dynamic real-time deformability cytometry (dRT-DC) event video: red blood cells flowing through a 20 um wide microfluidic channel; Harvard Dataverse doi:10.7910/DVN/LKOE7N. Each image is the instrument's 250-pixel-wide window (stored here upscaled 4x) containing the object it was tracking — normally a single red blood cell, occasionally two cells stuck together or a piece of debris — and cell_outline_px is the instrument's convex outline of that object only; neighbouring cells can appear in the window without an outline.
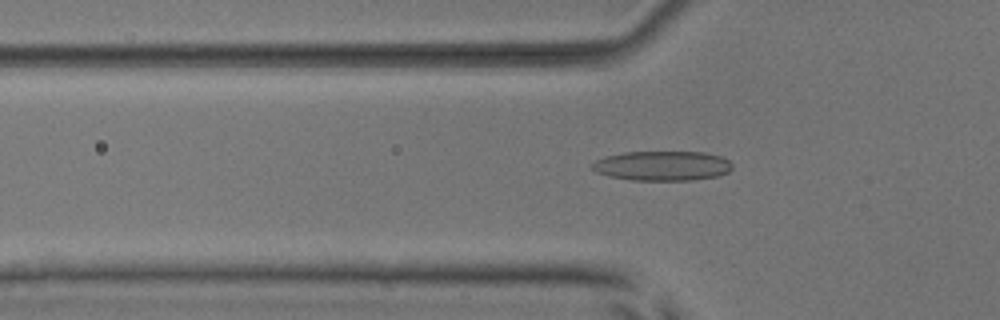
{"species": "common noctule bat (a hibernating species)", "species_latin": "Nyctalus noctula", "temperature_condition": "room temperature", "stored_images_in_passage": 34, "camera_frame_rate_fps": 3000, "um_per_image_px": 0.085, "animal": {"sex": "male", "body_mass_g": 17.9, "forearm_length_mm": 54.2}, "frame": {"image": 1, "passage_image": 3, "time_ms": 0.667, "image_size_px": [1000, 320], "cell_outline_px": [[732, 168], [728, 172], [716, 176], [692, 180], [632, 180], [608, 176], [596, 172], [592, 168], [592, 164], [596, 160], [604, 156], [624, 152], [704, 152], [720, 156], [728, 160], [732, 164]], "centroid_in_image_um": [56.28, 14.09], "position_along_channel_um": 69.5, "area_um2": 24.22}}
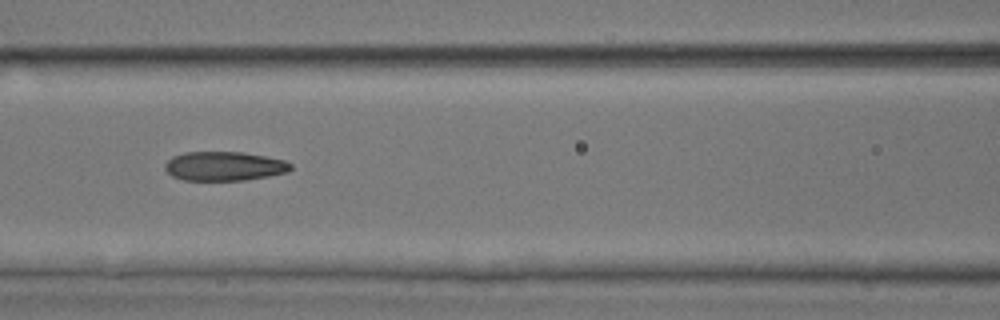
{"frame": {"image": 2, "passage_image": 9, "time_ms": 2.667, "image_size_px": [1000, 320], "cell_outline_px": [[292, 168], [288, 172], [268, 176], [244, 180], [184, 180], [172, 176], [164, 168], [164, 164], [172, 156], [184, 152], [244, 152], [284, 160], [292, 164]], "centroid_in_image_um": [19.05, 14.12], "position_along_channel_um": 147.6, "area_um2": 21.39}}
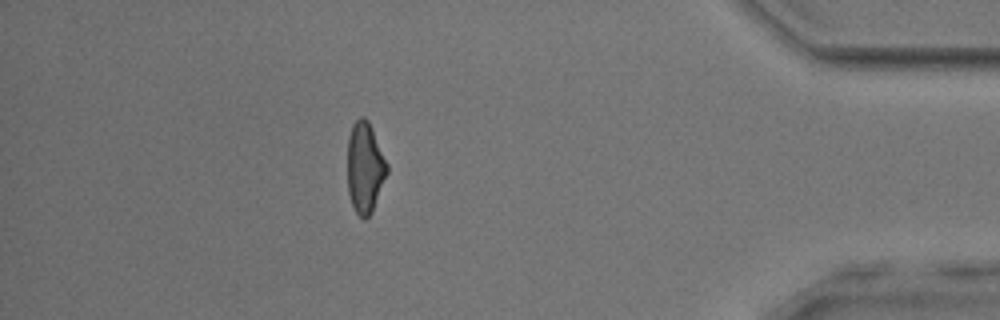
{"frame": {"image": 3, "passage_image": 32, "time_ms": 10.333, "image_size_px": [1000, 320], "cell_outline_px": [[388, 172], [372, 212], [364, 220], [356, 212], [352, 204], [348, 192], [348, 136], [352, 124], [360, 116], [364, 116], [368, 120], [372, 128], [388, 164]], "centroid_in_image_um": [31.02, 14.22], "position_along_channel_um": 404.2, "area_um2": 20.98}, "authors_computed_cell_mechanics": {"area_um2": 21.5305, "velocity_mm_per_s": 3.9066, "shape_relaxation_time_tau1_ms": 7.6091, "shape_relaxation_time_tau2_ms": 2.1523, "deformation_change_tau1": 0.2099, "deformation_change_tau2": 0.1043}}